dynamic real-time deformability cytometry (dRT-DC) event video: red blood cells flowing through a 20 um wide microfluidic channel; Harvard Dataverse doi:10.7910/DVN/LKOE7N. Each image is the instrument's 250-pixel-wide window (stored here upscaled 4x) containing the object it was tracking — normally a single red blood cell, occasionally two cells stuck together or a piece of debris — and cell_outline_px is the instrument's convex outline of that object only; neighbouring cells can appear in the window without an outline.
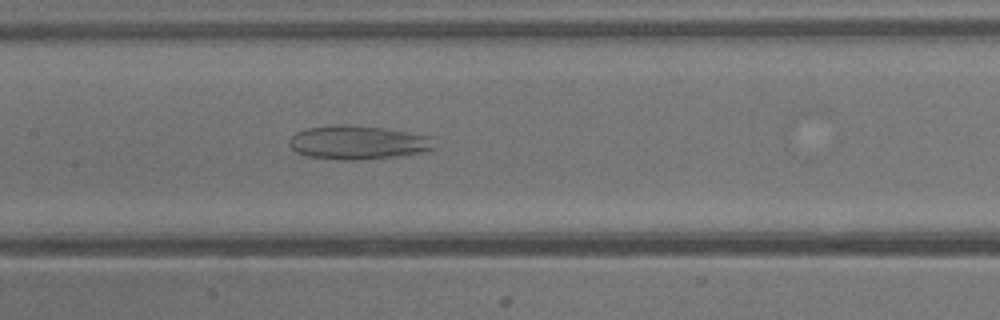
{"species": "common noctule bat (a hibernating species)", "species_latin": "Nyctalus noctula", "temperature_condition": "warm", "stored_images_in_passage": 39, "camera_frame_rate_fps": 3000, "um_per_image_px": 0.085, "animal": {"sex": "male", "body_mass_g": 13.3}, "frame": {"image": 1, "passage_image": 19, "time_ms": 6.0, "image_size_px": [1000, 320], "cell_outline_px": [[436, 148], [420, 152], [396, 156], [360, 160], [340, 160], [304, 156], [296, 152], [288, 144], [288, 140], [296, 132], [304, 128], [328, 124], [352, 124], [384, 128], [432, 136]], "centroid_in_image_um": [30.37, 12.09], "position_along_channel_um": 177.0, "area_um2": 29.07}}
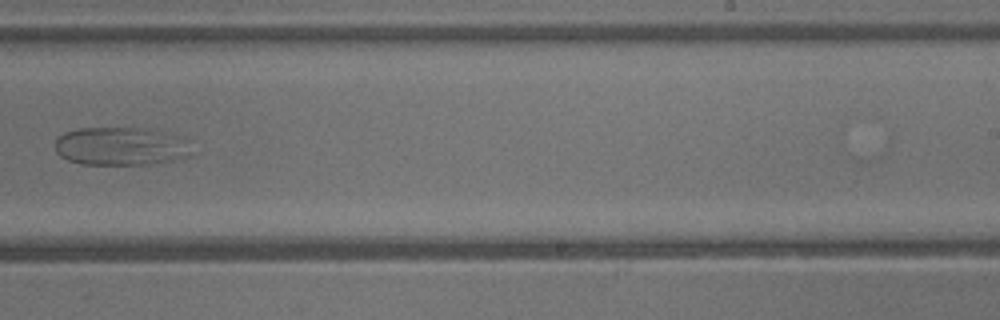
{"frame": {"image": 2, "passage_image": 25, "time_ms": 8.0, "image_size_px": [1000, 320], "cell_outline_px": [[196, 152], [192, 156], [176, 160], [148, 164], [80, 164], [68, 160], [60, 156], [56, 152], [56, 140], [64, 132], [80, 128], [140, 128], [172, 132], [184, 136], [192, 140]], "centroid_in_image_um": [10.45, 12.42], "position_along_channel_um": 278.6, "area_um2": 31.44}}
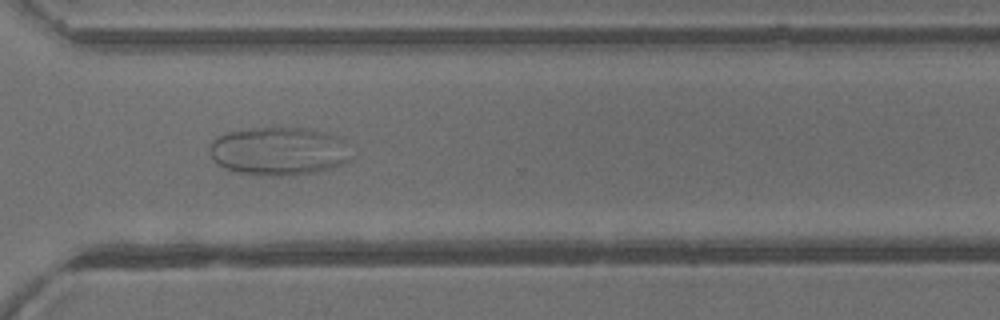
{"frame": {"image": 3, "passage_image": 29, "time_ms": 9.333, "image_size_px": [1000, 320], "cell_outline_px": [[352, 160], [344, 164], [316, 172], [288, 176], [260, 176], [236, 172], [224, 168], [216, 164], [212, 160], [208, 152], [208, 144], [212, 140], [228, 132], [252, 128], [300, 128], [324, 132], [336, 136], [344, 140]], "centroid_in_image_um": [23.65, 12.88], "position_along_channel_um": 346.9, "area_um2": 40.29}}